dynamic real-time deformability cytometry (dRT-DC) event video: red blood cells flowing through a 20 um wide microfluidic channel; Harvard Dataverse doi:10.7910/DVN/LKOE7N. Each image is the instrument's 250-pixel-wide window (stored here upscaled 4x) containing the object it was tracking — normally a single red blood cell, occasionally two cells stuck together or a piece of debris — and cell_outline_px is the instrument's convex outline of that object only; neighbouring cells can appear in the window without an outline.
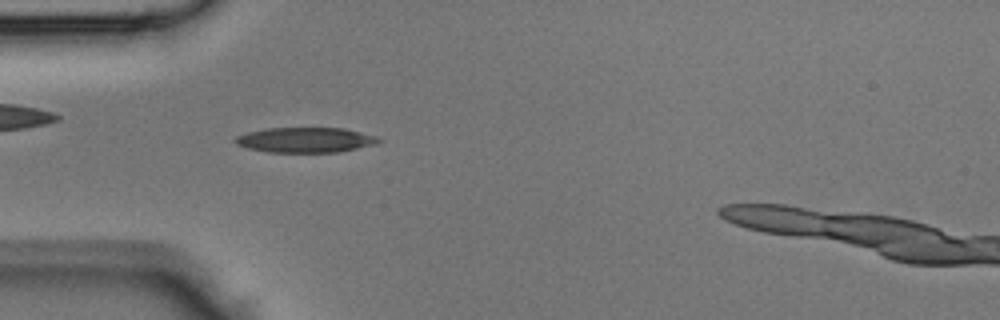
{"species": "Egyptian fruit bat (a non-hibernating species)", "species_latin": "Rousettus aegyptiacus", "temperature_condition": "room temperature", "stored_images_in_passage": 34, "camera_frame_rate_fps": 3000, "um_per_image_px": 0.085, "animal": {"sex": "male"}, "frame": {"image": 1, "passage_image": 6, "time_ms": 1.667, "image_size_px": [1000, 320], "cell_outline_px": [[384, 140], [376, 144], [340, 152], [268, 152], [248, 148], [236, 144], [232, 140], [236, 136], [248, 132], [268, 128], [344, 128], [376, 136]], "centroid_in_image_um": [25.97, 11.9], "position_along_channel_um": 59.0, "area_um2": 21.04}}
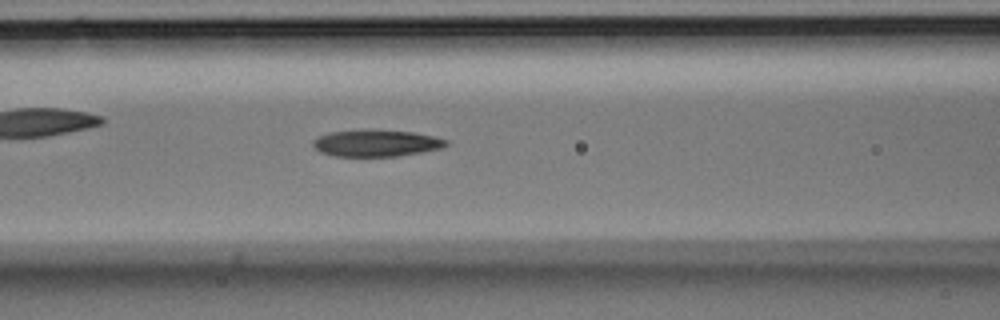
{"frame": {"image": 2, "passage_image": 11, "time_ms": 3.333, "image_size_px": [1000, 320], "cell_outline_px": [[448, 144], [440, 148], [420, 152], [396, 156], [332, 156], [320, 152], [312, 144], [312, 140], [328, 132], [412, 132], [432, 136], [448, 140]], "centroid_in_image_um": [31.96, 12.21], "position_along_channel_um": 134.6, "area_um2": 19.71}}
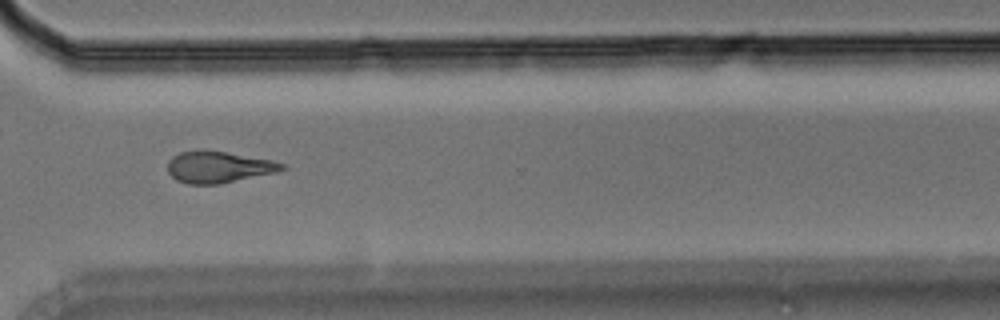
{"frame": {"image": 3, "passage_image": 25, "time_ms": 8.0, "image_size_px": [1000, 320], "cell_outline_px": [[288, 168], [276, 172], [220, 184], [188, 184], [176, 180], [168, 172], [168, 160], [172, 156], [180, 152], [224, 152], [272, 160], [284, 164]], "centroid_in_image_um": [18.58, 14.23], "position_along_channel_um": 352.0, "area_um2": 20.52}}